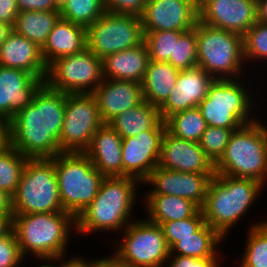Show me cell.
Returning a JSON list of instances; mask_svg holds the SVG:
<instances>
[{"label":"cell","mask_w":267,"mask_h":267,"mask_svg":"<svg viewBox=\"0 0 267 267\" xmlns=\"http://www.w3.org/2000/svg\"><path fill=\"white\" fill-rule=\"evenodd\" d=\"M66 97L67 93L44 83L32 103L9 121L10 145L27 158H53L61 153Z\"/></svg>","instance_id":"1"},{"label":"cell","mask_w":267,"mask_h":267,"mask_svg":"<svg viewBox=\"0 0 267 267\" xmlns=\"http://www.w3.org/2000/svg\"><path fill=\"white\" fill-rule=\"evenodd\" d=\"M140 184L129 176L105 177L94 200L76 218V237L99 231L105 235L122 232L133 221Z\"/></svg>","instance_id":"2"},{"label":"cell","mask_w":267,"mask_h":267,"mask_svg":"<svg viewBox=\"0 0 267 267\" xmlns=\"http://www.w3.org/2000/svg\"><path fill=\"white\" fill-rule=\"evenodd\" d=\"M12 228L24 258L55 259L66 256L76 218L65 211L13 214Z\"/></svg>","instance_id":"3"},{"label":"cell","mask_w":267,"mask_h":267,"mask_svg":"<svg viewBox=\"0 0 267 267\" xmlns=\"http://www.w3.org/2000/svg\"><path fill=\"white\" fill-rule=\"evenodd\" d=\"M266 188L256 180L215 174L201 207L205 223L227 238ZM227 235V237H225Z\"/></svg>","instance_id":"4"},{"label":"cell","mask_w":267,"mask_h":267,"mask_svg":"<svg viewBox=\"0 0 267 267\" xmlns=\"http://www.w3.org/2000/svg\"><path fill=\"white\" fill-rule=\"evenodd\" d=\"M257 118L232 132L215 173L249 178L267 185V125Z\"/></svg>","instance_id":"5"},{"label":"cell","mask_w":267,"mask_h":267,"mask_svg":"<svg viewBox=\"0 0 267 267\" xmlns=\"http://www.w3.org/2000/svg\"><path fill=\"white\" fill-rule=\"evenodd\" d=\"M246 81V77L223 79L215 80L210 85L207 96L198 105L208 126L240 129L260 116V113L259 115L255 114L256 112L253 113L258 106L255 105L256 93H250L252 82L248 84Z\"/></svg>","instance_id":"6"},{"label":"cell","mask_w":267,"mask_h":267,"mask_svg":"<svg viewBox=\"0 0 267 267\" xmlns=\"http://www.w3.org/2000/svg\"><path fill=\"white\" fill-rule=\"evenodd\" d=\"M194 28L200 68L215 80L246 76L243 72L248 71L243 55V36L208 26L199 20Z\"/></svg>","instance_id":"7"},{"label":"cell","mask_w":267,"mask_h":267,"mask_svg":"<svg viewBox=\"0 0 267 267\" xmlns=\"http://www.w3.org/2000/svg\"><path fill=\"white\" fill-rule=\"evenodd\" d=\"M53 158L63 211L77 218L94 200L105 176L85 153L61 152Z\"/></svg>","instance_id":"8"},{"label":"cell","mask_w":267,"mask_h":267,"mask_svg":"<svg viewBox=\"0 0 267 267\" xmlns=\"http://www.w3.org/2000/svg\"><path fill=\"white\" fill-rule=\"evenodd\" d=\"M13 214L62 212L54 158H28L12 196Z\"/></svg>","instance_id":"9"},{"label":"cell","mask_w":267,"mask_h":267,"mask_svg":"<svg viewBox=\"0 0 267 267\" xmlns=\"http://www.w3.org/2000/svg\"><path fill=\"white\" fill-rule=\"evenodd\" d=\"M113 241L110 258L122 267H164L170 248L159 224L134 219ZM119 239V240H118ZM120 241V242H119Z\"/></svg>","instance_id":"10"},{"label":"cell","mask_w":267,"mask_h":267,"mask_svg":"<svg viewBox=\"0 0 267 267\" xmlns=\"http://www.w3.org/2000/svg\"><path fill=\"white\" fill-rule=\"evenodd\" d=\"M102 59L89 48L47 66L44 83L68 94H91L103 82Z\"/></svg>","instance_id":"11"},{"label":"cell","mask_w":267,"mask_h":267,"mask_svg":"<svg viewBox=\"0 0 267 267\" xmlns=\"http://www.w3.org/2000/svg\"><path fill=\"white\" fill-rule=\"evenodd\" d=\"M87 48L103 59L144 41L140 17L105 12L86 28Z\"/></svg>","instance_id":"12"},{"label":"cell","mask_w":267,"mask_h":267,"mask_svg":"<svg viewBox=\"0 0 267 267\" xmlns=\"http://www.w3.org/2000/svg\"><path fill=\"white\" fill-rule=\"evenodd\" d=\"M102 121L98 105L92 94H68L65 115L59 137L61 152L84 153Z\"/></svg>","instance_id":"13"},{"label":"cell","mask_w":267,"mask_h":267,"mask_svg":"<svg viewBox=\"0 0 267 267\" xmlns=\"http://www.w3.org/2000/svg\"><path fill=\"white\" fill-rule=\"evenodd\" d=\"M199 21L243 36L257 22V0H198Z\"/></svg>","instance_id":"14"},{"label":"cell","mask_w":267,"mask_h":267,"mask_svg":"<svg viewBox=\"0 0 267 267\" xmlns=\"http://www.w3.org/2000/svg\"><path fill=\"white\" fill-rule=\"evenodd\" d=\"M140 20L143 32H185L199 20L198 0H147Z\"/></svg>","instance_id":"15"},{"label":"cell","mask_w":267,"mask_h":267,"mask_svg":"<svg viewBox=\"0 0 267 267\" xmlns=\"http://www.w3.org/2000/svg\"><path fill=\"white\" fill-rule=\"evenodd\" d=\"M215 174L170 171L157 166L142 184L153 185L145 194L178 196L194 202L201 209Z\"/></svg>","instance_id":"16"},{"label":"cell","mask_w":267,"mask_h":267,"mask_svg":"<svg viewBox=\"0 0 267 267\" xmlns=\"http://www.w3.org/2000/svg\"><path fill=\"white\" fill-rule=\"evenodd\" d=\"M166 130H146L138 135L122 138L123 176L143 183L158 166L163 134Z\"/></svg>","instance_id":"17"},{"label":"cell","mask_w":267,"mask_h":267,"mask_svg":"<svg viewBox=\"0 0 267 267\" xmlns=\"http://www.w3.org/2000/svg\"><path fill=\"white\" fill-rule=\"evenodd\" d=\"M44 79L31 73L0 66V119L9 122L15 114L32 103Z\"/></svg>","instance_id":"18"},{"label":"cell","mask_w":267,"mask_h":267,"mask_svg":"<svg viewBox=\"0 0 267 267\" xmlns=\"http://www.w3.org/2000/svg\"><path fill=\"white\" fill-rule=\"evenodd\" d=\"M158 166L170 171L189 173H215V165L198 142L163 134Z\"/></svg>","instance_id":"19"},{"label":"cell","mask_w":267,"mask_h":267,"mask_svg":"<svg viewBox=\"0 0 267 267\" xmlns=\"http://www.w3.org/2000/svg\"><path fill=\"white\" fill-rule=\"evenodd\" d=\"M214 81L215 79L199 66L180 70L174 89L159 108L162 120L165 121L169 116L186 109L198 107Z\"/></svg>","instance_id":"20"},{"label":"cell","mask_w":267,"mask_h":267,"mask_svg":"<svg viewBox=\"0 0 267 267\" xmlns=\"http://www.w3.org/2000/svg\"><path fill=\"white\" fill-rule=\"evenodd\" d=\"M91 94L105 124L144 101L142 85L135 81L103 79Z\"/></svg>","instance_id":"21"},{"label":"cell","mask_w":267,"mask_h":267,"mask_svg":"<svg viewBox=\"0 0 267 267\" xmlns=\"http://www.w3.org/2000/svg\"><path fill=\"white\" fill-rule=\"evenodd\" d=\"M84 153L105 177L123 176L122 137L109 124L97 129Z\"/></svg>","instance_id":"22"},{"label":"cell","mask_w":267,"mask_h":267,"mask_svg":"<svg viewBox=\"0 0 267 267\" xmlns=\"http://www.w3.org/2000/svg\"><path fill=\"white\" fill-rule=\"evenodd\" d=\"M0 66L25 70L35 78L46 77L47 66L41 48L14 31L0 46Z\"/></svg>","instance_id":"23"},{"label":"cell","mask_w":267,"mask_h":267,"mask_svg":"<svg viewBox=\"0 0 267 267\" xmlns=\"http://www.w3.org/2000/svg\"><path fill=\"white\" fill-rule=\"evenodd\" d=\"M85 48L86 28L60 17L41 48V55L48 66L58 58L82 52Z\"/></svg>","instance_id":"24"},{"label":"cell","mask_w":267,"mask_h":267,"mask_svg":"<svg viewBox=\"0 0 267 267\" xmlns=\"http://www.w3.org/2000/svg\"><path fill=\"white\" fill-rule=\"evenodd\" d=\"M149 61L148 49L143 41L133 48L105 56L102 59L103 78L141 83Z\"/></svg>","instance_id":"25"},{"label":"cell","mask_w":267,"mask_h":267,"mask_svg":"<svg viewBox=\"0 0 267 267\" xmlns=\"http://www.w3.org/2000/svg\"><path fill=\"white\" fill-rule=\"evenodd\" d=\"M122 138L138 135L146 130H166L159 107L143 101L120 113L108 123Z\"/></svg>","instance_id":"26"},{"label":"cell","mask_w":267,"mask_h":267,"mask_svg":"<svg viewBox=\"0 0 267 267\" xmlns=\"http://www.w3.org/2000/svg\"><path fill=\"white\" fill-rule=\"evenodd\" d=\"M147 220L160 224L193 217L200 208L192 201L165 194H143Z\"/></svg>","instance_id":"27"},{"label":"cell","mask_w":267,"mask_h":267,"mask_svg":"<svg viewBox=\"0 0 267 267\" xmlns=\"http://www.w3.org/2000/svg\"><path fill=\"white\" fill-rule=\"evenodd\" d=\"M179 73L168 62L150 60L141 82L144 100L160 108L174 89Z\"/></svg>","instance_id":"28"},{"label":"cell","mask_w":267,"mask_h":267,"mask_svg":"<svg viewBox=\"0 0 267 267\" xmlns=\"http://www.w3.org/2000/svg\"><path fill=\"white\" fill-rule=\"evenodd\" d=\"M223 241L225 242V239L205 223L198 231L192 233V236H186L174 243L170 247V255L195 258H222L224 254L221 253L222 248L219 247Z\"/></svg>","instance_id":"29"},{"label":"cell","mask_w":267,"mask_h":267,"mask_svg":"<svg viewBox=\"0 0 267 267\" xmlns=\"http://www.w3.org/2000/svg\"><path fill=\"white\" fill-rule=\"evenodd\" d=\"M60 17V11H23L15 18L12 28L42 48Z\"/></svg>","instance_id":"30"},{"label":"cell","mask_w":267,"mask_h":267,"mask_svg":"<svg viewBox=\"0 0 267 267\" xmlns=\"http://www.w3.org/2000/svg\"><path fill=\"white\" fill-rule=\"evenodd\" d=\"M164 122L169 134L179 139L198 143L208 127L198 107L175 113Z\"/></svg>","instance_id":"31"},{"label":"cell","mask_w":267,"mask_h":267,"mask_svg":"<svg viewBox=\"0 0 267 267\" xmlns=\"http://www.w3.org/2000/svg\"><path fill=\"white\" fill-rule=\"evenodd\" d=\"M257 222L247 226L244 253L238 267H267V219Z\"/></svg>","instance_id":"32"},{"label":"cell","mask_w":267,"mask_h":267,"mask_svg":"<svg viewBox=\"0 0 267 267\" xmlns=\"http://www.w3.org/2000/svg\"><path fill=\"white\" fill-rule=\"evenodd\" d=\"M106 12L103 0H60V16L87 28Z\"/></svg>","instance_id":"33"},{"label":"cell","mask_w":267,"mask_h":267,"mask_svg":"<svg viewBox=\"0 0 267 267\" xmlns=\"http://www.w3.org/2000/svg\"><path fill=\"white\" fill-rule=\"evenodd\" d=\"M28 158L11 145L0 152V189L13 196Z\"/></svg>","instance_id":"34"},{"label":"cell","mask_w":267,"mask_h":267,"mask_svg":"<svg viewBox=\"0 0 267 267\" xmlns=\"http://www.w3.org/2000/svg\"><path fill=\"white\" fill-rule=\"evenodd\" d=\"M144 33V43L150 60L168 62L174 57L175 42L179 41L183 31H151Z\"/></svg>","instance_id":"35"},{"label":"cell","mask_w":267,"mask_h":267,"mask_svg":"<svg viewBox=\"0 0 267 267\" xmlns=\"http://www.w3.org/2000/svg\"><path fill=\"white\" fill-rule=\"evenodd\" d=\"M243 55L246 66H248V62L254 63V65L255 63L256 65L257 63H267V23L257 21L243 35ZM255 60L259 62H255Z\"/></svg>","instance_id":"36"},{"label":"cell","mask_w":267,"mask_h":267,"mask_svg":"<svg viewBox=\"0 0 267 267\" xmlns=\"http://www.w3.org/2000/svg\"><path fill=\"white\" fill-rule=\"evenodd\" d=\"M168 63L179 70L198 66L195 28L185 31L179 41L175 42L174 57Z\"/></svg>","instance_id":"37"},{"label":"cell","mask_w":267,"mask_h":267,"mask_svg":"<svg viewBox=\"0 0 267 267\" xmlns=\"http://www.w3.org/2000/svg\"><path fill=\"white\" fill-rule=\"evenodd\" d=\"M204 224L205 218L200 209L193 217L164 222L159 225L170 248L174 243L181 240V238L192 236V233L198 231Z\"/></svg>","instance_id":"38"},{"label":"cell","mask_w":267,"mask_h":267,"mask_svg":"<svg viewBox=\"0 0 267 267\" xmlns=\"http://www.w3.org/2000/svg\"><path fill=\"white\" fill-rule=\"evenodd\" d=\"M238 129H226L222 127L208 126L199 142L207 157L215 165L223 156L229 138L233 131Z\"/></svg>","instance_id":"39"},{"label":"cell","mask_w":267,"mask_h":267,"mask_svg":"<svg viewBox=\"0 0 267 267\" xmlns=\"http://www.w3.org/2000/svg\"><path fill=\"white\" fill-rule=\"evenodd\" d=\"M24 259L12 228L6 235L0 237V267H19L22 266Z\"/></svg>","instance_id":"40"},{"label":"cell","mask_w":267,"mask_h":267,"mask_svg":"<svg viewBox=\"0 0 267 267\" xmlns=\"http://www.w3.org/2000/svg\"><path fill=\"white\" fill-rule=\"evenodd\" d=\"M103 2L107 12L138 17L147 4V0H103Z\"/></svg>","instance_id":"41"},{"label":"cell","mask_w":267,"mask_h":267,"mask_svg":"<svg viewBox=\"0 0 267 267\" xmlns=\"http://www.w3.org/2000/svg\"><path fill=\"white\" fill-rule=\"evenodd\" d=\"M169 261V262H168ZM222 258H195L189 256L170 255L166 267H220Z\"/></svg>","instance_id":"42"},{"label":"cell","mask_w":267,"mask_h":267,"mask_svg":"<svg viewBox=\"0 0 267 267\" xmlns=\"http://www.w3.org/2000/svg\"><path fill=\"white\" fill-rule=\"evenodd\" d=\"M19 12L60 11V0H17Z\"/></svg>","instance_id":"43"},{"label":"cell","mask_w":267,"mask_h":267,"mask_svg":"<svg viewBox=\"0 0 267 267\" xmlns=\"http://www.w3.org/2000/svg\"><path fill=\"white\" fill-rule=\"evenodd\" d=\"M107 256L94 258L92 260L90 258L89 260V258L87 259L79 255L73 256L72 254L70 258L64 260V267H102L110 259V254Z\"/></svg>","instance_id":"44"},{"label":"cell","mask_w":267,"mask_h":267,"mask_svg":"<svg viewBox=\"0 0 267 267\" xmlns=\"http://www.w3.org/2000/svg\"><path fill=\"white\" fill-rule=\"evenodd\" d=\"M18 14L17 0H0V22L13 26Z\"/></svg>","instance_id":"45"},{"label":"cell","mask_w":267,"mask_h":267,"mask_svg":"<svg viewBox=\"0 0 267 267\" xmlns=\"http://www.w3.org/2000/svg\"><path fill=\"white\" fill-rule=\"evenodd\" d=\"M0 215L13 216L12 196L0 189Z\"/></svg>","instance_id":"46"},{"label":"cell","mask_w":267,"mask_h":267,"mask_svg":"<svg viewBox=\"0 0 267 267\" xmlns=\"http://www.w3.org/2000/svg\"><path fill=\"white\" fill-rule=\"evenodd\" d=\"M10 145L9 122L0 119V152Z\"/></svg>","instance_id":"47"},{"label":"cell","mask_w":267,"mask_h":267,"mask_svg":"<svg viewBox=\"0 0 267 267\" xmlns=\"http://www.w3.org/2000/svg\"><path fill=\"white\" fill-rule=\"evenodd\" d=\"M13 225V216L0 215V237L6 235Z\"/></svg>","instance_id":"48"},{"label":"cell","mask_w":267,"mask_h":267,"mask_svg":"<svg viewBox=\"0 0 267 267\" xmlns=\"http://www.w3.org/2000/svg\"><path fill=\"white\" fill-rule=\"evenodd\" d=\"M257 21L267 23V0H257Z\"/></svg>","instance_id":"49"},{"label":"cell","mask_w":267,"mask_h":267,"mask_svg":"<svg viewBox=\"0 0 267 267\" xmlns=\"http://www.w3.org/2000/svg\"><path fill=\"white\" fill-rule=\"evenodd\" d=\"M66 256L61 258H46V259H36L40 260L42 263L38 265V267H64V259ZM46 261V262H45ZM45 262V263H44ZM55 263V264H54Z\"/></svg>","instance_id":"50"},{"label":"cell","mask_w":267,"mask_h":267,"mask_svg":"<svg viewBox=\"0 0 267 267\" xmlns=\"http://www.w3.org/2000/svg\"><path fill=\"white\" fill-rule=\"evenodd\" d=\"M12 31V25L0 22V46Z\"/></svg>","instance_id":"51"},{"label":"cell","mask_w":267,"mask_h":267,"mask_svg":"<svg viewBox=\"0 0 267 267\" xmlns=\"http://www.w3.org/2000/svg\"><path fill=\"white\" fill-rule=\"evenodd\" d=\"M102 267H122L116 264L111 258Z\"/></svg>","instance_id":"52"}]
</instances>
